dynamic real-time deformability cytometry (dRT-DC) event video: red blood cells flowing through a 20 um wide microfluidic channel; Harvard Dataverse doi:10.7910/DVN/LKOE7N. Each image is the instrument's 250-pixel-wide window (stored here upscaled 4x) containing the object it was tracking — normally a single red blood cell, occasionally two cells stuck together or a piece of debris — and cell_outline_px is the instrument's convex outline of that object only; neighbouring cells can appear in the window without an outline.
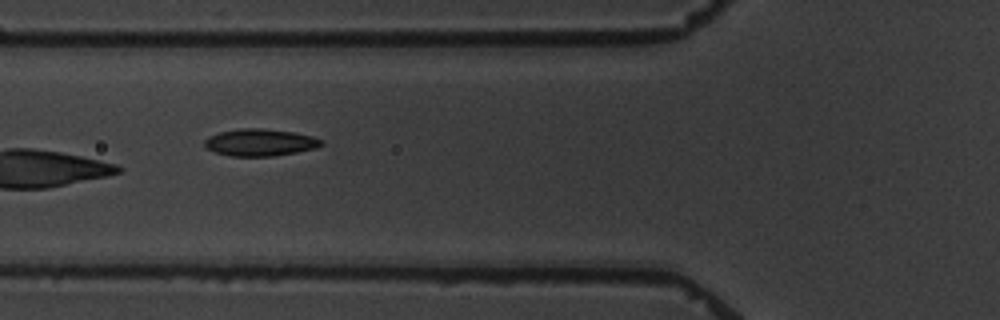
{"species": "common noctule bat (a hibernating species)", "species_latin": "Nyctalus noctula", "temperature_condition": "warm", "stored_images_in_passage": 6, "camera_frame_rate_fps": 3000, "um_per_image_px": 0.085, "animal": {"sex": "male", "body_mass_g": 19.5, "forearm_length_mm": 54.6}, "frame": {"image": 1, "passage_image": 6, "time_ms": 6.0, "image_size_px": [1000, 320], "cell_outline_px": [[324, 144], [316, 148], [296, 152], [272, 156], [228, 156], [216, 152], [208, 148], [204, 144], [204, 140], [208, 136], [220, 132], [240, 128], [260, 128], [292, 132], [312, 136], [324, 140]], "centroid_in_image_um": [22.11, 12.1], "position_along_channel_um": 103.7, "area_um2": 18.38}}